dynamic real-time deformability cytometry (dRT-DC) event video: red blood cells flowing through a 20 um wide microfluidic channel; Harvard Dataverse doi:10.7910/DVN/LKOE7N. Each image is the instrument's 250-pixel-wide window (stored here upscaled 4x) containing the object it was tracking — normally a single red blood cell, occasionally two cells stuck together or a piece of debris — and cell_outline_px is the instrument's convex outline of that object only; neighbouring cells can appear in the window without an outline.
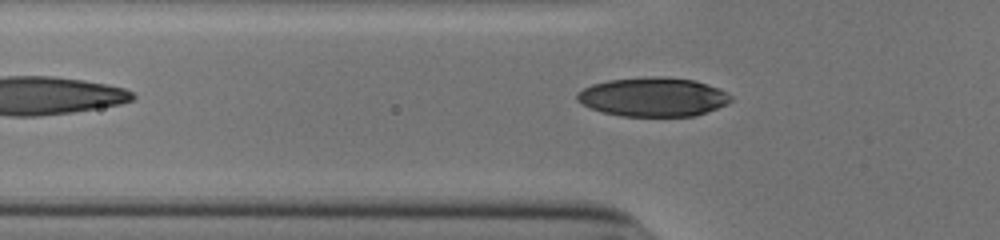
{"species": "human", "species_latin": "Homo sapiens", "temperature_condition": "cold", "stored_images_in_passage": 36, "camera_frame_rate_fps": 3000, "um_per_image_px": 0.085, "donor": {"sex": "male"}, "frame": {"image": 1, "passage_image": 2, "time_ms": 0.333, "image_size_px": [1000, 240], "cell_outline_px": [[732, 100], [728, 104], [696, 116], [620, 116], [604, 112], [592, 108], [576, 100], [576, 96], [584, 88], [592, 84], [608, 80], [652, 76], [664, 76], [692, 80], [716, 88], [732, 96]], "centroid_in_image_um": [55.52, 8.24], "position_along_channel_um": 70.3, "area_um2": 34.68}}
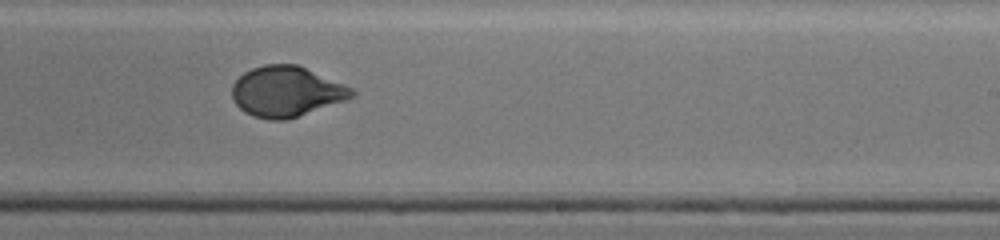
{"frame": {"image": 2, "passage_image": 17, "time_ms": 5.333, "image_size_px": [1000, 240], "cell_outline_px": [[356, 96], [348, 100], [288, 120], [268, 120], [252, 116], [244, 112], [232, 100], [232, 84], [244, 72], [252, 68], [264, 64], [296, 64], [344, 84], [352, 88], [356, 92]], "centroid_in_image_um": [24.35, 7.8], "position_along_channel_um": 264.7, "area_um2": 35.55}}
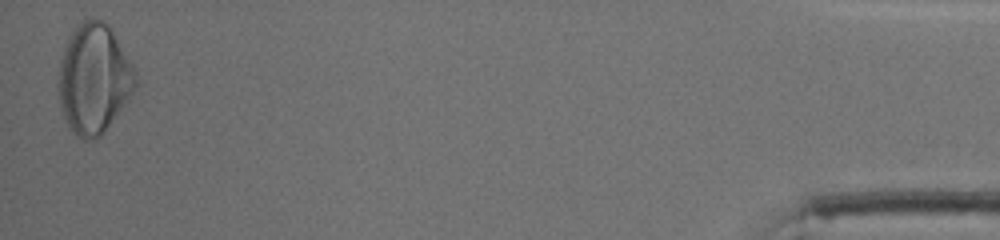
{"frame": {"image": 3, "passage_image": 36, "time_ms": 11.667, "image_size_px": [1000, 240], "cell_outline_px": [[136, 88], [128, 100], [100, 136], [84, 140], [76, 136], [68, 128], [64, 120], [60, 108], [56, 84], [60, 60], [64, 48], [76, 24], [84, 20], [104, 20], [112, 28], [132, 64], [136, 72]], "centroid_in_image_um": [7.95, 6.7], "position_along_channel_um": 427.3, "area_um2": 49.59}, "authors_computed_cell_mechanics": {"area_um2": 35.4314, "velocity_mm_per_s": 3.8987, "shape_relaxation_time_tau1_ms": 3.1744, "shape_relaxation_time_tau2_ms": 0.6135, "deformation_change_tau1": 0.1563, "deformation_change_tau2": 0.041}}